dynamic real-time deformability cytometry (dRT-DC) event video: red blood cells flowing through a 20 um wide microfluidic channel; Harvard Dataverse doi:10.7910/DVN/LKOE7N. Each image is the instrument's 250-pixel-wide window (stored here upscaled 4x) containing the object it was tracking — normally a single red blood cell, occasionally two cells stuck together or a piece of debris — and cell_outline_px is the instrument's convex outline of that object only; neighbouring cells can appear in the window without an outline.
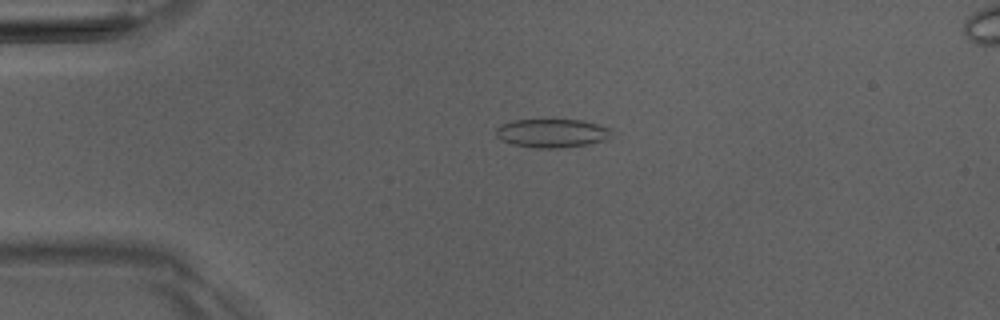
{"species": "Egyptian fruit bat (a non-hibernating species)", "species_latin": "Rousettus aegyptiacus", "temperature_condition": "room temperature", "stored_images_in_passage": 5, "camera_frame_rate_fps": 3000, "um_per_image_px": 0.085, "animal": {"sex": "male"}, "frame": {"image": 1, "passage_image": 3, "time_ms": 2.333, "image_size_px": [1000, 320], "cell_outline_px": [[612, 128], [608, 136], [604, 140], [588, 144], [556, 148], [532, 148], [512, 144], [500, 140], [496, 136], [496, 128], [500, 124], [512, 120], [580, 120]], "centroid_in_image_um": [46.85, 11.32], "position_along_channel_um": 38.2, "area_um2": 19.19}}